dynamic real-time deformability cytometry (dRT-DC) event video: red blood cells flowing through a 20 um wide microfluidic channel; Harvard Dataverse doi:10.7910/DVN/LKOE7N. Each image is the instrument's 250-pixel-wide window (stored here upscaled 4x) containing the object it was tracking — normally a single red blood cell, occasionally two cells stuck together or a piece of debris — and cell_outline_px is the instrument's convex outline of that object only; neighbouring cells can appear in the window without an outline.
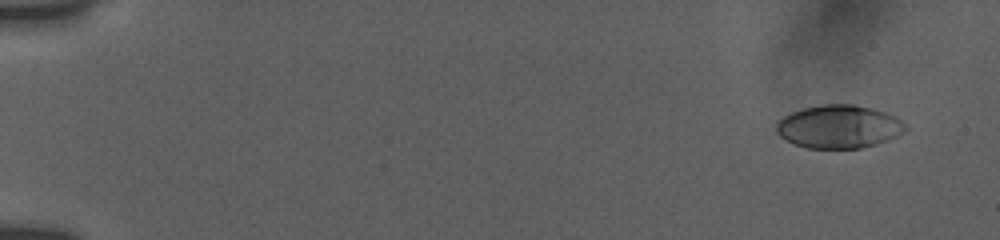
{"species": "human", "species_latin": "Homo sapiens", "temperature_condition": "room temperature", "stored_images_in_passage": 99, "camera_frame_rate_fps": 3000, "um_per_image_px": 0.085, "donor": {"sex": "female"}, "frame": {"image": 1, "passage_image": 7, "time_ms": 1.0, "image_size_px": [1000, 240], "cell_outline_px": [[908, 128], [904, 132], [888, 140], [876, 144], [860, 148], [808, 148], [796, 144], [780, 136], [776, 132], [776, 124], [784, 116], [792, 112], [804, 108], [820, 104], [852, 104], [884, 112], [908, 124]], "centroid_in_image_um": [71.31, 10.77], "position_along_channel_um": 13.7, "area_um2": 32.19}}
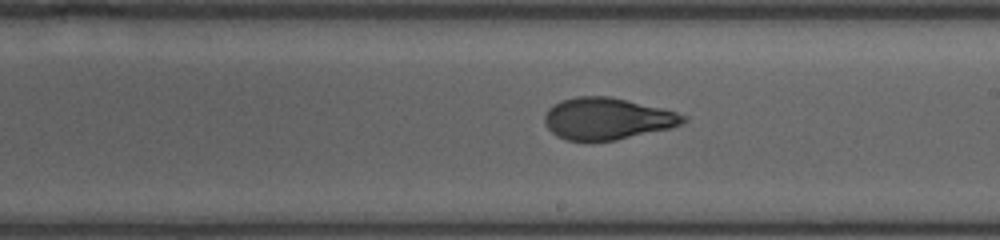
{"frame": {"image": 2, "passage_image": 53, "time_ms": 11.0, "image_size_px": [1000, 240], "cell_outline_px": [[688, 120], [684, 124], [672, 128], [616, 140], [568, 140], [556, 136], [544, 124], [544, 116], [548, 108], [552, 104], [560, 100], [576, 96], [612, 96], [676, 112], [688, 116]], "centroid_in_image_um": [51.62, 10.08], "position_along_channel_um": 237.4, "area_um2": 33.99}}
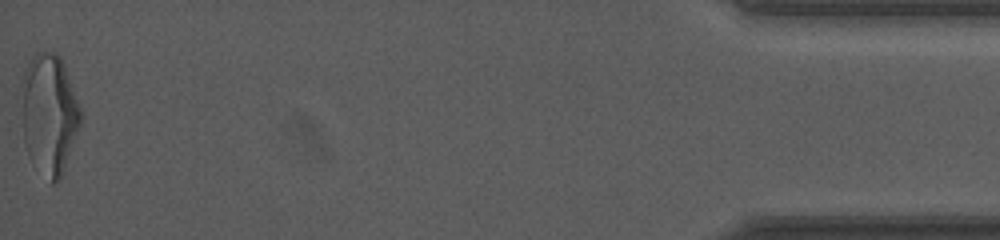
{"frame": {"image": 3, "passage_image": 98, "time_ms": 18.333, "image_size_px": [1000, 240], "cell_outline_px": [[80, 124], [60, 180], [52, 184], [28, 156], [24, 144], [20, 80], [24, 68], [32, 56], [36, 52], [44, 48], [56, 52], [60, 56], [64, 64], [80, 108]], "centroid_in_image_um": [4.14, 9.61], "position_along_channel_um": 431.1, "area_um2": 41.79}, "authors_computed_cell_mechanics": {"area_um2": 33.6974, "velocity_mm_per_s": 3.7967, "shape_relaxation_time_tau1_ms": 6.7876, "shape_relaxation_time_tau2_ms": 1.3382, "deformation_change_tau1": 0.2147, "deformation_change_tau2": 0.081}}